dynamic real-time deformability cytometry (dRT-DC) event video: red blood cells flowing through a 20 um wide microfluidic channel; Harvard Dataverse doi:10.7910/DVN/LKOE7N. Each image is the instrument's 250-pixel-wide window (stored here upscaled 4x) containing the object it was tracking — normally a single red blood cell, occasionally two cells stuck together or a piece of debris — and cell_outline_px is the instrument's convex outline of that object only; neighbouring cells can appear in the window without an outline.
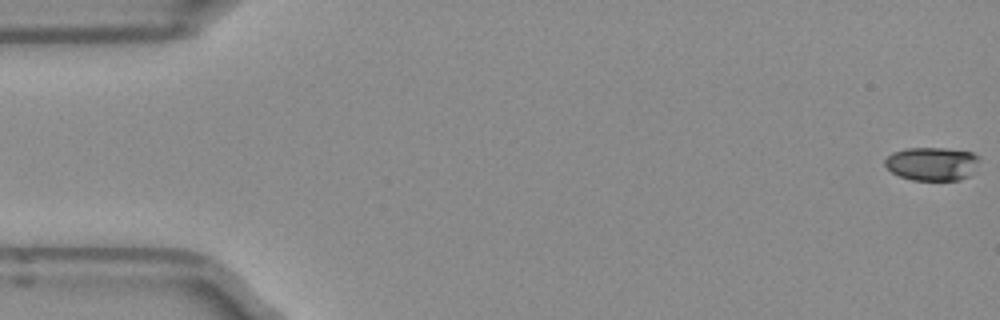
{"species": "Egyptian fruit bat (a non-hibernating species)", "species_latin": "Rousettus aegyptiacus", "temperature_condition": "room temperature", "stored_images_in_passage": 49, "camera_frame_rate_fps": 3000, "um_per_image_px": 0.085, "frame": {"image": 1, "passage_image": 1, "time_ms": 0.0, "image_size_px": [1000, 320], "cell_outline_px": [[980, 160], [968, 176], [960, 180], [912, 180], [900, 176], [892, 172], [884, 164], [884, 160], [892, 152], [908, 148], [944, 148], [972, 152], [980, 156]], "centroid_in_image_um": [79.22, 13.91], "position_along_channel_um": 5.8, "area_um2": 18.38}}
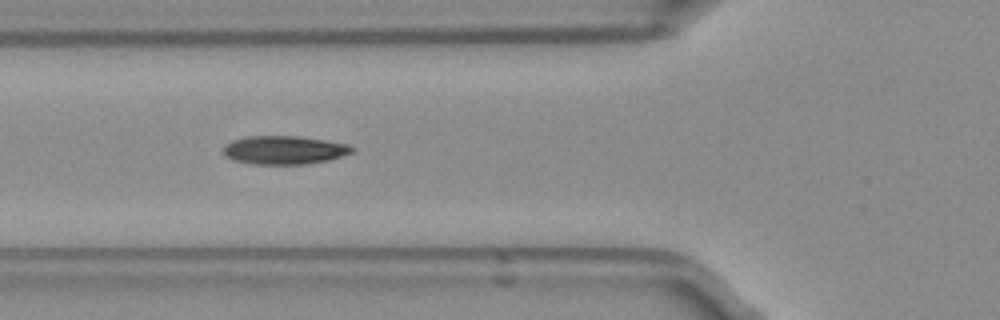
{"frame": {"image": 2, "passage_image": 19, "time_ms": 6.0, "image_size_px": [1000, 320], "cell_outline_px": [[356, 148], [352, 152], [328, 160], [304, 164], [252, 164], [236, 160], [228, 156], [224, 152], [224, 148], [232, 140], [248, 136], [296, 136], [324, 140], [348, 144]], "centroid_in_image_um": [24.19, 12.75], "position_along_channel_um": 101.6, "area_um2": 20.98}}
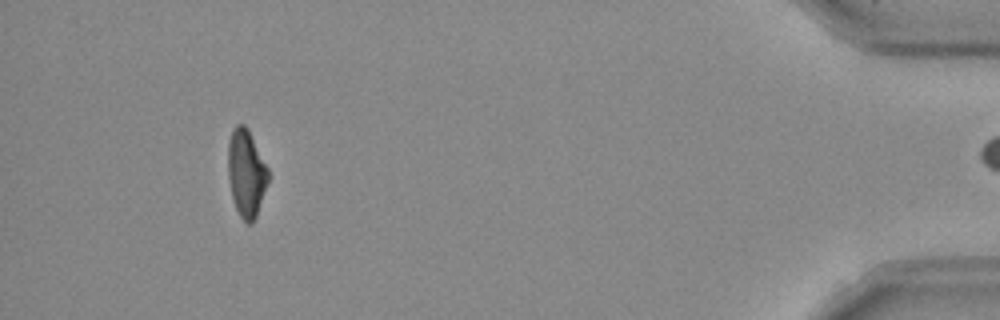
{"frame": {"image": 3, "passage_image": 48, "time_ms": 15.667, "image_size_px": [1000, 320], "cell_outline_px": [[268, 180], [256, 216], [252, 224], [248, 224], [240, 216], [236, 208], [232, 196], [228, 180], [228, 144], [232, 132], [236, 124], [244, 124], [248, 128], [268, 168]], "centroid_in_image_um": [20.92, 14.7], "position_along_channel_um": 414.3, "area_um2": 20.23}, "authors_computed_cell_mechanics": {"area_um2": 20.7502, "velocity_mm_per_s": 3.959, "shape_relaxation_time_tau1_ms": 4.1502, "shape_relaxation_time_tau2_ms": 3.1284, "deformation_change_tau1": 0.1422, "deformation_change_tau2": 0.0948}}